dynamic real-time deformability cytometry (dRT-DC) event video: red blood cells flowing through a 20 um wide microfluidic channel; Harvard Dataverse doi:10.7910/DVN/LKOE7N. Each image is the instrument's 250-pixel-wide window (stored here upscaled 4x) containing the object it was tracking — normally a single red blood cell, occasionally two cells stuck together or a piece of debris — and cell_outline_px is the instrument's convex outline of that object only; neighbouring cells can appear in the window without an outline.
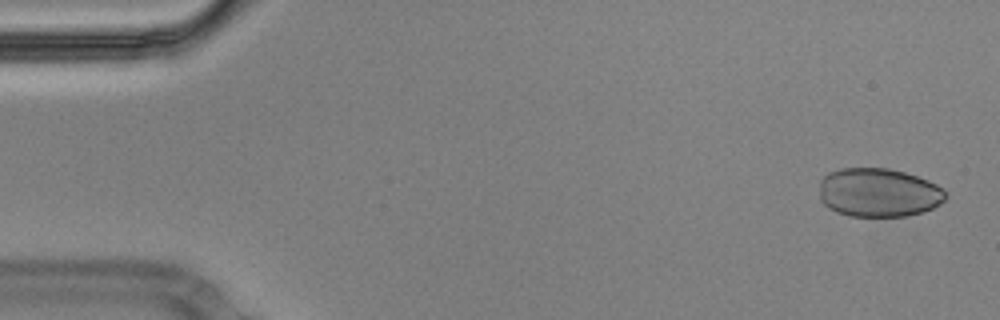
{"species": "Egyptian fruit bat (a non-hibernating species)", "species_latin": "Rousettus aegyptiacus", "temperature_condition": "cold", "stored_images_in_passage": 55, "camera_frame_rate_fps": 3000, "um_per_image_px": 0.085, "animal": {"sex": "male"}, "frame": {"image": 1, "passage_image": 2, "time_ms": 0.333, "image_size_px": [1000, 320], "cell_outline_px": [[948, 196], [940, 204], [924, 212], [908, 216], [848, 216], [836, 212], [828, 208], [820, 200], [820, 180], [828, 172], [840, 168], [888, 168], [904, 172], [928, 180], [944, 188]], "centroid_in_image_um": [74.68, 16.37], "position_along_channel_um": 10.3, "area_um2": 36.3}}
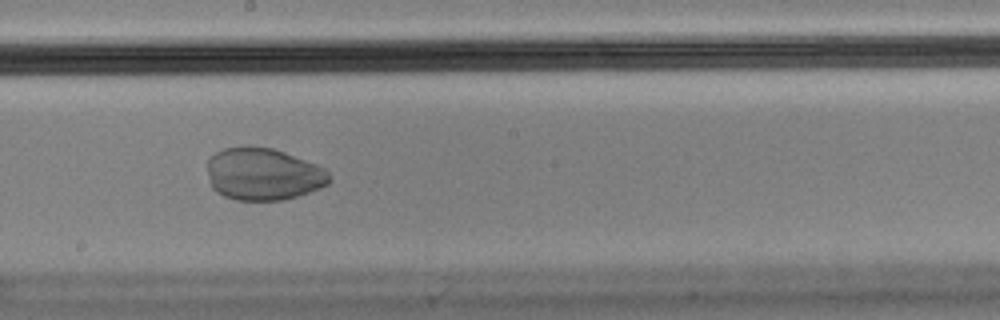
{"frame": {"image": 2, "passage_image": 30, "time_ms": 9.667, "image_size_px": [1000, 320], "cell_outline_px": [[328, 184], [320, 188], [284, 200], [236, 200], [224, 196], [216, 192], [212, 188], [208, 180], [208, 160], [216, 152], [224, 148], [248, 144], [272, 148], [284, 152], [316, 164], [324, 168], [328, 172]], "centroid_in_image_um": [22.33, 14.78], "position_along_channel_um": 225.9, "area_um2": 37.4}}